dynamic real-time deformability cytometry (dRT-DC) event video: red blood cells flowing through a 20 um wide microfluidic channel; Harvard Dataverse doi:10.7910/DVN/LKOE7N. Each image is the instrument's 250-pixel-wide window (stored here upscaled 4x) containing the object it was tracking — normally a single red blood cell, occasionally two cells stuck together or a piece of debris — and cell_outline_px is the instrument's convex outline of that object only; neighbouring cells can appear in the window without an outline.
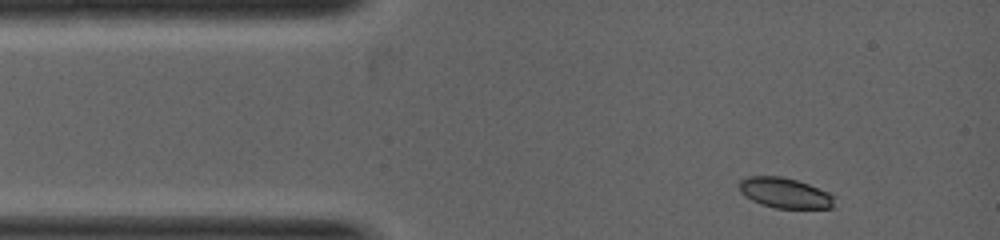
{"species": "common noctule bat (a hibernating species)", "species_latin": "Nyctalus noctula", "temperature_condition": "warm", "stored_images_in_passage": 2, "camera_frame_rate_fps": 5000, "um_per_image_px": 0.085, "animal": {"sex": "female", "body_mass_g": 19.0, "forearm_length_mm": 53.3}, "frame": {"image": 1, "passage_image": 1, "time_ms": 0.0, "image_size_px": [1000, 240], "cell_outline_px": [[832, 208], [776, 208], [752, 200], [740, 192], [740, 180], [748, 176], [780, 176], [796, 180], [808, 184], [828, 192], [832, 196]], "centroid_in_image_um": [66.68, 16.39], "position_along_channel_um": 18.3, "area_um2": 16.42}}